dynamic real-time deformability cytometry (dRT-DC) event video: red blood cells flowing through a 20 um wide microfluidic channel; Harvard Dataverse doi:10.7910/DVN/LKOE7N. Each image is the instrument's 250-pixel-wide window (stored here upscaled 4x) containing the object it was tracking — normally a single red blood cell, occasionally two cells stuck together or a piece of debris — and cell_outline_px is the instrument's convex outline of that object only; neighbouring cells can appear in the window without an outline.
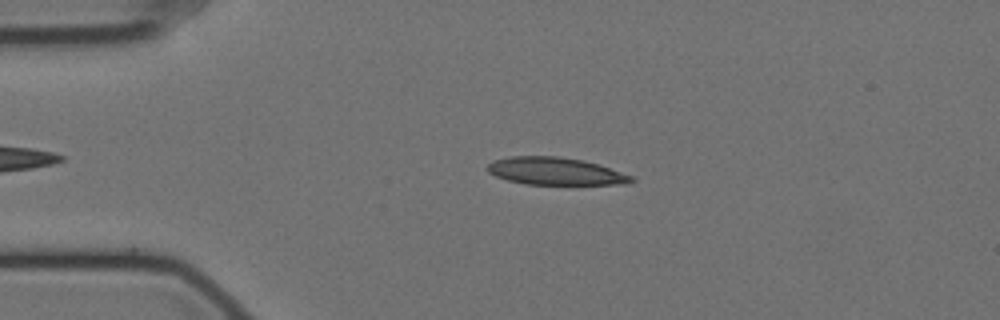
{"species": "Egyptian fruit bat (a non-hibernating species)", "species_latin": "Rousettus aegyptiacus", "temperature_condition": "cold", "stored_images_in_passage": 31, "camera_frame_rate_fps": 3000, "um_per_image_px": 0.085, "animal": {"sex": "female"}, "frame": {"image": 1, "passage_image": 11, "time_ms": 3.333, "image_size_px": [1000, 320], "cell_outline_px": [[636, 180], [628, 184], [524, 184], [508, 180], [496, 176], [488, 172], [488, 164], [492, 160], [508, 156], [560, 156], [584, 160], [632, 176]], "centroid_in_image_um": [47.17, 14.54], "position_along_channel_um": 37.8, "area_um2": 22.95}}
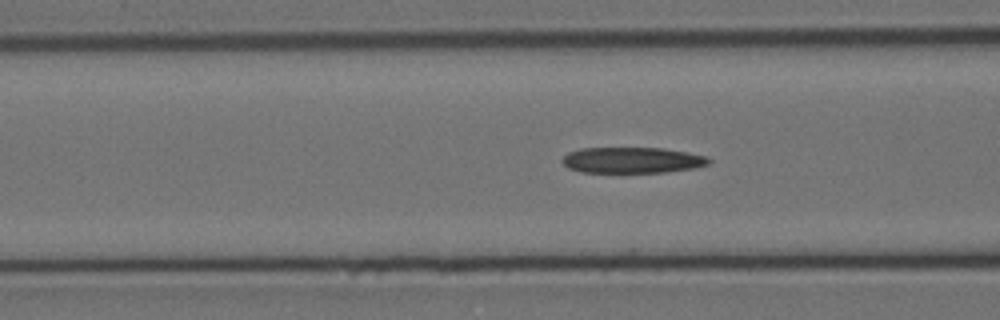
{"frame": {"image": 2, "passage_image": 20, "time_ms": 6.333, "image_size_px": [1000, 320], "cell_outline_px": [[712, 160], [708, 164], [696, 168], [664, 172], [580, 172], [568, 168], [560, 160], [568, 152], [580, 148], [664, 148], [688, 152], [704, 156]], "centroid_in_image_um": [53.72, 13.61], "position_along_channel_um": 112.9, "area_um2": 22.2}}
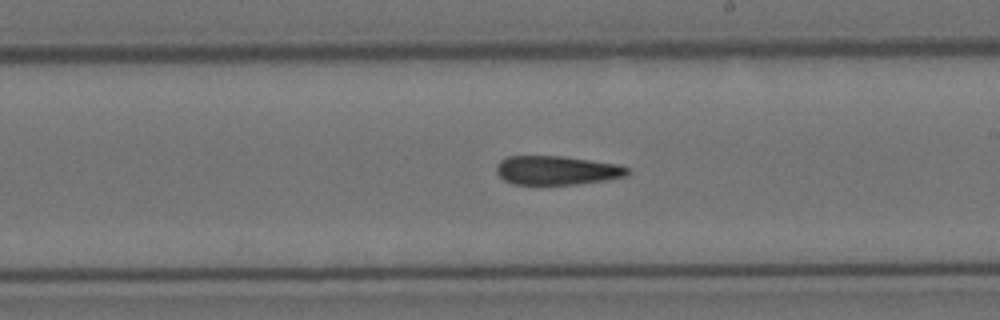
{"frame": {"image": 3, "passage_image": 31, "time_ms": 10.0, "image_size_px": [1000, 320], "cell_outline_px": [[628, 172], [624, 176], [604, 180], [580, 184], [512, 184], [504, 180], [496, 172], [496, 164], [500, 160], [508, 156], [560, 156], [620, 164], [628, 168]], "centroid_in_image_um": [47.29, 14.47], "position_along_channel_um": 241.7, "area_um2": 22.02}}